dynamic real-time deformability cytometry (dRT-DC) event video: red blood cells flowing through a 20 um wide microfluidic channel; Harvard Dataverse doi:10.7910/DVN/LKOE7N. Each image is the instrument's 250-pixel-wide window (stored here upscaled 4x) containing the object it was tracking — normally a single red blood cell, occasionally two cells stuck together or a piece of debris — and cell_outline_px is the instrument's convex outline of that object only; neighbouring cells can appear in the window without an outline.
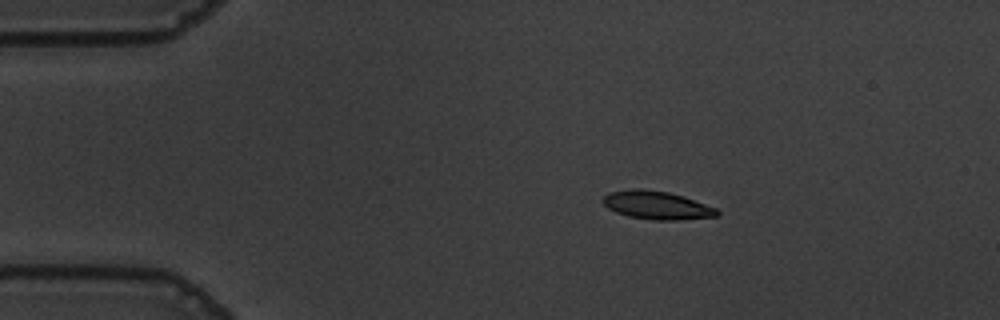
{"species": "common noctule bat (a hibernating species)", "species_latin": "Nyctalus noctula", "temperature_condition": "warm", "stored_images_in_passage": 47, "camera_frame_rate_fps": 3000, "um_per_image_px": 0.085, "animal": {"sex": "male", "body_mass_g": 19.5, "forearm_length_mm": 54.6}, "frame": {"image": 1, "passage_image": 1, "time_ms": 0.0, "image_size_px": [1000, 320], "cell_outline_px": [[720, 212], [716, 216], [676, 220], [652, 220], [628, 216], [616, 212], [608, 208], [604, 204], [604, 196], [608, 192], [632, 188], [640, 188], [668, 192], [684, 196], [716, 208]], "centroid_in_image_um": [55.81, 17.43], "position_along_channel_um": 29.2, "area_um2": 18.73}}
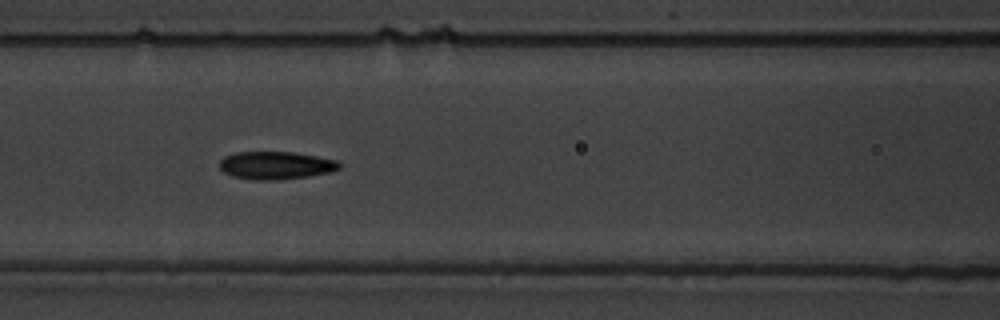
{"frame": {"image": 2, "passage_image": 15, "time_ms": 4.667, "image_size_px": [1000, 320], "cell_outline_px": [[340, 168], [332, 172], [308, 176], [276, 180], [256, 180], [232, 176], [224, 172], [220, 168], [220, 160], [224, 156], [236, 152], [292, 152], [340, 160]], "centroid_in_image_um": [23.47, 14.05], "position_along_channel_um": 143.1, "area_um2": 19.48}}
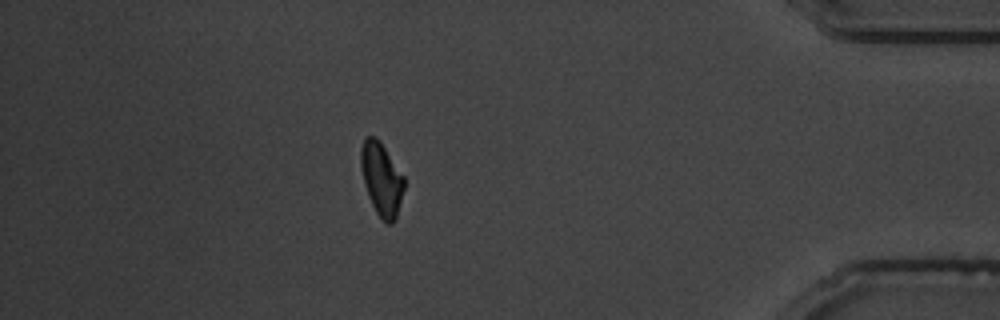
{"frame": {"image": 3, "passage_image": 40, "time_ms": 13.0, "image_size_px": [1000, 320], "cell_outline_px": [[404, 188], [396, 220], [392, 224], [388, 224], [376, 212], [368, 196], [364, 184], [360, 164], [360, 148], [364, 136], [376, 136], [380, 140], [404, 176]], "centroid_in_image_um": [32.42, 15.18], "position_along_channel_um": 402.8, "area_um2": 18.61}, "authors_computed_cell_mechanics": {"area_um2": 18.5538, "velocity_mm_per_s": 3.6283, "shape_relaxation_time_tau1_ms": 4.4588, "shape_relaxation_time_tau2_ms": 3.9059, "deformation_change_tau1": 0.1501, "deformation_change_tau2": 0.1121}}